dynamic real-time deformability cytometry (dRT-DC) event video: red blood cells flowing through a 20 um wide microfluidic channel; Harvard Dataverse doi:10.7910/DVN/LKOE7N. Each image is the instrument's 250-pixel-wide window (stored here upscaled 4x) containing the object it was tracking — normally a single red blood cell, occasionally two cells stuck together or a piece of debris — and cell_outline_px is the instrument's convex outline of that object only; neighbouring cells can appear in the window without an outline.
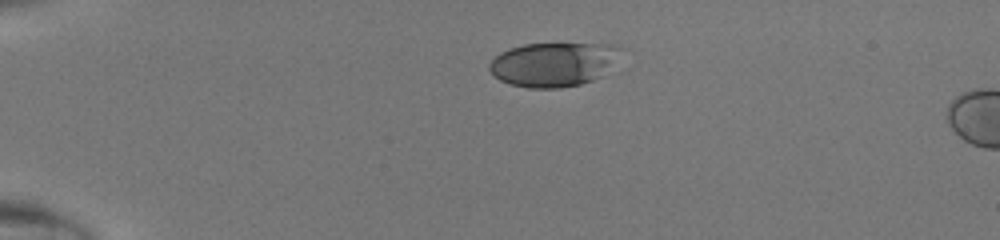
{"species": "human", "species_latin": "Homo sapiens", "temperature_condition": "room temperature", "stored_images_in_passage": 4, "camera_frame_rate_fps": 3000, "um_per_image_px": 0.085, "donor": {"sex": "male"}, "frame": {"image": 1, "passage_image": 1, "time_ms": 0.0, "image_size_px": [1000, 240], "cell_outline_px": [[628, 48], [612, 72], [604, 76], [580, 84], [560, 88], [528, 88], [508, 84], [500, 80], [488, 68], [488, 64], [500, 52], [524, 44], [612, 44]], "centroid_in_image_um": [47.21, 5.46], "position_along_channel_um": 37.8, "area_um2": 34.8}}